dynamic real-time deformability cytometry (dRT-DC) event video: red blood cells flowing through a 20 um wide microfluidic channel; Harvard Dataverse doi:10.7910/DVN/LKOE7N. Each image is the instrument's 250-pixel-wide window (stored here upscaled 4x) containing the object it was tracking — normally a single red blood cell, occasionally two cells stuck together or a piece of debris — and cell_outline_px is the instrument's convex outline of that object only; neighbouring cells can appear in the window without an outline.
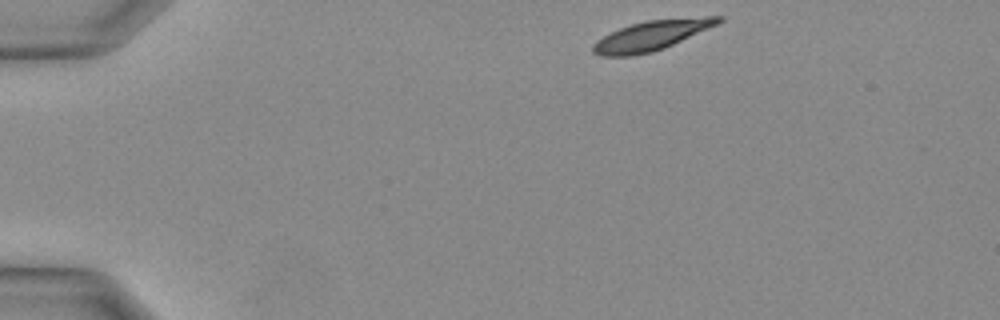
{"species": "Egyptian fruit bat (a non-hibernating species)", "species_latin": "Rousettus aegyptiacus", "temperature_condition": "warm", "stored_images_in_passage": 29, "camera_frame_rate_fps": 3000, "um_per_image_px": 0.085, "animal": {"sex": "female"}, "frame": {"image": 1, "passage_image": 1, "time_ms": 0.0, "image_size_px": [1000, 320], "cell_outline_px": [[724, 20], [716, 24], [664, 48], [652, 52], [632, 56], [600, 56], [592, 52], [592, 44], [596, 40], [620, 28], [632, 24], [648, 20], [704, 16], [724, 16]], "centroid_in_image_um": [55.34, 3.02], "position_along_channel_um": 29.7, "area_um2": 21.5}}
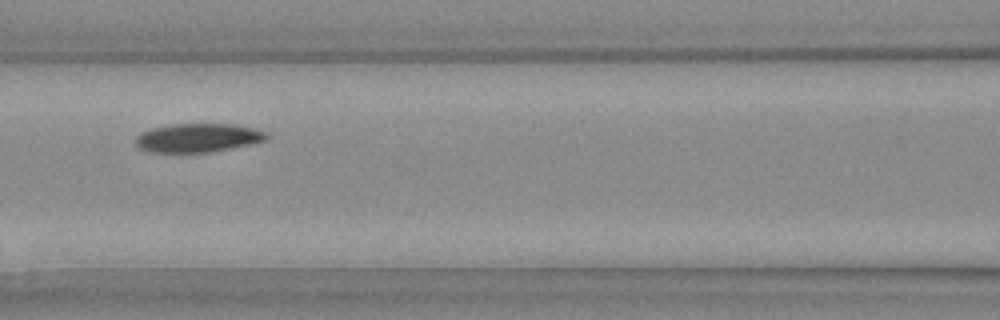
{"frame": {"image": 2, "passage_image": 11, "time_ms": 3.333, "image_size_px": [1000, 320], "cell_outline_px": [[268, 140], [208, 152], [148, 152], [140, 148], [136, 144], [136, 136], [140, 132], [152, 128], [172, 124], [232, 124], [252, 128], [264, 132], [268, 136]], "centroid_in_image_um": [16.77, 11.71], "position_along_channel_um": 149.8, "area_um2": 21.62}}
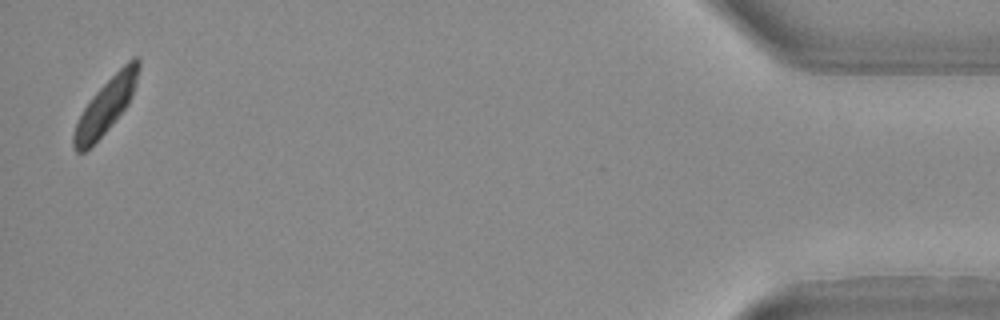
{"frame": {"image": 3, "passage_image": 29, "time_ms": 9.333, "image_size_px": [1000, 320], "cell_outline_px": [[140, 68], [136, 84], [132, 96], [128, 104], [108, 128], [84, 152], [76, 152], [72, 144], [72, 136], [76, 124], [84, 108], [92, 96], [132, 56], [136, 56], [140, 60]], "centroid_in_image_um": [9.01, 8.96], "position_along_channel_um": 426.2, "area_um2": 20.17}}